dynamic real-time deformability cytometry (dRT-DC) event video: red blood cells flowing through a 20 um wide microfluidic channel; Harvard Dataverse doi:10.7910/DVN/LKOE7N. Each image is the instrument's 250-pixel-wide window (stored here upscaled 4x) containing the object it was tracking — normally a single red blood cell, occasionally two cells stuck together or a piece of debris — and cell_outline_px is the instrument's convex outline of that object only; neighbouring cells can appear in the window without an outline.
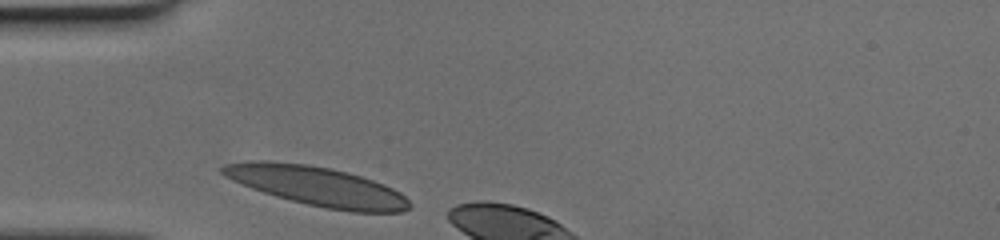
{"species": "human", "species_latin": "Homo sapiens", "temperature_condition": "cold", "stored_images_in_passage": 3, "camera_frame_rate_fps": 3000, "um_per_image_px": 0.085, "donor": {"sex": "female"}, "frame": {"image": 1, "passage_image": 1, "time_ms": 0.0, "image_size_px": [1000, 240], "cell_outline_px": [[412, 204], [408, 208], [400, 212], [352, 212], [328, 208], [308, 204], [276, 196], [252, 188], [232, 180], [224, 176], [220, 172], [220, 168], [224, 164], [248, 160], [268, 160], [308, 164], [332, 168], [348, 172], [384, 184], [400, 192]], "centroid_in_image_um": [26.93, 15.8], "position_along_channel_um": 58.1, "area_um2": 42.77}}